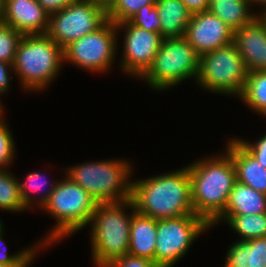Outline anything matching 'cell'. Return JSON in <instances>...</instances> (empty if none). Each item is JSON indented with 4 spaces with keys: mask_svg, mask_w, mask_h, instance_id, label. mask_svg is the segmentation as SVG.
Segmentation results:
<instances>
[{
    "mask_svg": "<svg viewBox=\"0 0 266 267\" xmlns=\"http://www.w3.org/2000/svg\"><path fill=\"white\" fill-rule=\"evenodd\" d=\"M225 255L224 267H266V236L236 240Z\"/></svg>",
    "mask_w": 266,
    "mask_h": 267,
    "instance_id": "18",
    "label": "cell"
},
{
    "mask_svg": "<svg viewBox=\"0 0 266 267\" xmlns=\"http://www.w3.org/2000/svg\"><path fill=\"white\" fill-rule=\"evenodd\" d=\"M0 210L12 213L28 210L20 196L18 177L10 170L0 171Z\"/></svg>",
    "mask_w": 266,
    "mask_h": 267,
    "instance_id": "25",
    "label": "cell"
},
{
    "mask_svg": "<svg viewBox=\"0 0 266 267\" xmlns=\"http://www.w3.org/2000/svg\"><path fill=\"white\" fill-rule=\"evenodd\" d=\"M22 37L23 34L10 25L0 23V58L13 64Z\"/></svg>",
    "mask_w": 266,
    "mask_h": 267,
    "instance_id": "27",
    "label": "cell"
},
{
    "mask_svg": "<svg viewBox=\"0 0 266 267\" xmlns=\"http://www.w3.org/2000/svg\"><path fill=\"white\" fill-rule=\"evenodd\" d=\"M116 28L117 32H125L122 37L120 70L139 79L151 66L163 39L159 33L146 31L128 21L116 24Z\"/></svg>",
    "mask_w": 266,
    "mask_h": 267,
    "instance_id": "12",
    "label": "cell"
},
{
    "mask_svg": "<svg viewBox=\"0 0 266 267\" xmlns=\"http://www.w3.org/2000/svg\"><path fill=\"white\" fill-rule=\"evenodd\" d=\"M132 210L130 213L126 212ZM134 204L131 199L122 202L98 203L89 223L91 256L96 267L128 254L130 225Z\"/></svg>",
    "mask_w": 266,
    "mask_h": 267,
    "instance_id": "3",
    "label": "cell"
},
{
    "mask_svg": "<svg viewBox=\"0 0 266 267\" xmlns=\"http://www.w3.org/2000/svg\"><path fill=\"white\" fill-rule=\"evenodd\" d=\"M5 120L0 121V171L9 170L16 158L13 132Z\"/></svg>",
    "mask_w": 266,
    "mask_h": 267,
    "instance_id": "28",
    "label": "cell"
},
{
    "mask_svg": "<svg viewBox=\"0 0 266 267\" xmlns=\"http://www.w3.org/2000/svg\"><path fill=\"white\" fill-rule=\"evenodd\" d=\"M194 213L211 225L225 210L236 182L231 155H210L187 165Z\"/></svg>",
    "mask_w": 266,
    "mask_h": 267,
    "instance_id": "2",
    "label": "cell"
},
{
    "mask_svg": "<svg viewBox=\"0 0 266 267\" xmlns=\"http://www.w3.org/2000/svg\"><path fill=\"white\" fill-rule=\"evenodd\" d=\"M107 12L90 0H82L49 14L47 35L62 49L100 28Z\"/></svg>",
    "mask_w": 266,
    "mask_h": 267,
    "instance_id": "11",
    "label": "cell"
},
{
    "mask_svg": "<svg viewBox=\"0 0 266 267\" xmlns=\"http://www.w3.org/2000/svg\"><path fill=\"white\" fill-rule=\"evenodd\" d=\"M95 5L102 7L106 12H108L118 0H90Z\"/></svg>",
    "mask_w": 266,
    "mask_h": 267,
    "instance_id": "36",
    "label": "cell"
},
{
    "mask_svg": "<svg viewBox=\"0 0 266 267\" xmlns=\"http://www.w3.org/2000/svg\"><path fill=\"white\" fill-rule=\"evenodd\" d=\"M98 202L68 176L59 179L47 202L42 206L57 223L39 243L47 248L81 231L89 225Z\"/></svg>",
    "mask_w": 266,
    "mask_h": 267,
    "instance_id": "5",
    "label": "cell"
},
{
    "mask_svg": "<svg viewBox=\"0 0 266 267\" xmlns=\"http://www.w3.org/2000/svg\"><path fill=\"white\" fill-rule=\"evenodd\" d=\"M131 200L136 212L156 220L195 214L188 167L133 180Z\"/></svg>",
    "mask_w": 266,
    "mask_h": 267,
    "instance_id": "1",
    "label": "cell"
},
{
    "mask_svg": "<svg viewBox=\"0 0 266 267\" xmlns=\"http://www.w3.org/2000/svg\"><path fill=\"white\" fill-rule=\"evenodd\" d=\"M252 9L250 0H209L207 11L216 15L235 31L258 16Z\"/></svg>",
    "mask_w": 266,
    "mask_h": 267,
    "instance_id": "21",
    "label": "cell"
},
{
    "mask_svg": "<svg viewBox=\"0 0 266 267\" xmlns=\"http://www.w3.org/2000/svg\"><path fill=\"white\" fill-rule=\"evenodd\" d=\"M227 223L238 234L240 240H250L266 236V213L254 215H220L210 227ZM216 224V225H215Z\"/></svg>",
    "mask_w": 266,
    "mask_h": 267,
    "instance_id": "23",
    "label": "cell"
},
{
    "mask_svg": "<svg viewBox=\"0 0 266 267\" xmlns=\"http://www.w3.org/2000/svg\"><path fill=\"white\" fill-rule=\"evenodd\" d=\"M258 160L259 164L266 168V133L257 139V142L243 140L241 137H236Z\"/></svg>",
    "mask_w": 266,
    "mask_h": 267,
    "instance_id": "32",
    "label": "cell"
},
{
    "mask_svg": "<svg viewBox=\"0 0 266 267\" xmlns=\"http://www.w3.org/2000/svg\"><path fill=\"white\" fill-rule=\"evenodd\" d=\"M248 76L234 42L200 55L196 79L201 89L223 96L240 97Z\"/></svg>",
    "mask_w": 266,
    "mask_h": 267,
    "instance_id": "8",
    "label": "cell"
},
{
    "mask_svg": "<svg viewBox=\"0 0 266 267\" xmlns=\"http://www.w3.org/2000/svg\"><path fill=\"white\" fill-rule=\"evenodd\" d=\"M233 42L248 72L266 71V25L258 16L234 31Z\"/></svg>",
    "mask_w": 266,
    "mask_h": 267,
    "instance_id": "14",
    "label": "cell"
},
{
    "mask_svg": "<svg viewBox=\"0 0 266 267\" xmlns=\"http://www.w3.org/2000/svg\"><path fill=\"white\" fill-rule=\"evenodd\" d=\"M200 55L184 38L163 39L149 69L139 78L152 91L170 90L188 79L196 81Z\"/></svg>",
    "mask_w": 266,
    "mask_h": 267,
    "instance_id": "7",
    "label": "cell"
},
{
    "mask_svg": "<svg viewBox=\"0 0 266 267\" xmlns=\"http://www.w3.org/2000/svg\"><path fill=\"white\" fill-rule=\"evenodd\" d=\"M12 65L22 90L44 91L65 66L63 49L47 34L23 35Z\"/></svg>",
    "mask_w": 266,
    "mask_h": 267,
    "instance_id": "4",
    "label": "cell"
},
{
    "mask_svg": "<svg viewBox=\"0 0 266 267\" xmlns=\"http://www.w3.org/2000/svg\"><path fill=\"white\" fill-rule=\"evenodd\" d=\"M31 265H5L0 264V267H30Z\"/></svg>",
    "mask_w": 266,
    "mask_h": 267,
    "instance_id": "42",
    "label": "cell"
},
{
    "mask_svg": "<svg viewBox=\"0 0 266 267\" xmlns=\"http://www.w3.org/2000/svg\"><path fill=\"white\" fill-rule=\"evenodd\" d=\"M5 0H0V23L3 22Z\"/></svg>",
    "mask_w": 266,
    "mask_h": 267,
    "instance_id": "40",
    "label": "cell"
},
{
    "mask_svg": "<svg viewBox=\"0 0 266 267\" xmlns=\"http://www.w3.org/2000/svg\"><path fill=\"white\" fill-rule=\"evenodd\" d=\"M80 1H82V0H61V9L67 5H70L72 3H77Z\"/></svg>",
    "mask_w": 266,
    "mask_h": 267,
    "instance_id": "39",
    "label": "cell"
},
{
    "mask_svg": "<svg viewBox=\"0 0 266 267\" xmlns=\"http://www.w3.org/2000/svg\"><path fill=\"white\" fill-rule=\"evenodd\" d=\"M13 65L12 63L6 62L0 58V95H4L9 91L10 81L14 76ZM12 74V76H11Z\"/></svg>",
    "mask_w": 266,
    "mask_h": 267,
    "instance_id": "33",
    "label": "cell"
},
{
    "mask_svg": "<svg viewBox=\"0 0 266 267\" xmlns=\"http://www.w3.org/2000/svg\"><path fill=\"white\" fill-rule=\"evenodd\" d=\"M1 98V95H0ZM4 106L2 105L1 99H0V121H2L3 119H6L4 115Z\"/></svg>",
    "mask_w": 266,
    "mask_h": 267,
    "instance_id": "41",
    "label": "cell"
},
{
    "mask_svg": "<svg viewBox=\"0 0 266 267\" xmlns=\"http://www.w3.org/2000/svg\"><path fill=\"white\" fill-rule=\"evenodd\" d=\"M42 175L43 174H41L40 171H34L32 173L29 172L26 178L23 179V182L18 178L20 196L28 210H31V208L33 209V207L41 209L59 182V180H55L53 182L51 180L49 181L45 179L47 177H45L46 174H44V177Z\"/></svg>",
    "mask_w": 266,
    "mask_h": 267,
    "instance_id": "22",
    "label": "cell"
},
{
    "mask_svg": "<svg viewBox=\"0 0 266 267\" xmlns=\"http://www.w3.org/2000/svg\"><path fill=\"white\" fill-rule=\"evenodd\" d=\"M156 231V219L135 211L130 225L128 254L155 262Z\"/></svg>",
    "mask_w": 266,
    "mask_h": 267,
    "instance_id": "17",
    "label": "cell"
},
{
    "mask_svg": "<svg viewBox=\"0 0 266 267\" xmlns=\"http://www.w3.org/2000/svg\"><path fill=\"white\" fill-rule=\"evenodd\" d=\"M4 223L0 224V264L5 265H30L33 263L34 259L38 256L39 250L45 247L41 245L39 242H36L34 245H30L29 247L23 248L15 254L7 253V246L3 237L4 233ZM36 256V257H35Z\"/></svg>",
    "mask_w": 266,
    "mask_h": 267,
    "instance_id": "26",
    "label": "cell"
},
{
    "mask_svg": "<svg viewBox=\"0 0 266 267\" xmlns=\"http://www.w3.org/2000/svg\"><path fill=\"white\" fill-rule=\"evenodd\" d=\"M258 12V17L265 23L266 25V7L262 10L259 9Z\"/></svg>",
    "mask_w": 266,
    "mask_h": 267,
    "instance_id": "38",
    "label": "cell"
},
{
    "mask_svg": "<svg viewBox=\"0 0 266 267\" xmlns=\"http://www.w3.org/2000/svg\"><path fill=\"white\" fill-rule=\"evenodd\" d=\"M252 3L253 8L258 5L260 6V9H264L266 7V0H250ZM262 7V8H261Z\"/></svg>",
    "mask_w": 266,
    "mask_h": 267,
    "instance_id": "37",
    "label": "cell"
},
{
    "mask_svg": "<svg viewBox=\"0 0 266 267\" xmlns=\"http://www.w3.org/2000/svg\"><path fill=\"white\" fill-rule=\"evenodd\" d=\"M238 99L252 112L266 118V71L248 72L244 89Z\"/></svg>",
    "mask_w": 266,
    "mask_h": 267,
    "instance_id": "24",
    "label": "cell"
},
{
    "mask_svg": "<svg viewBox=\"0 0 266 267\" xmlns=\"http://www.w3.org/2000/svg\"><path fill=\"white\" fill-rule=\"evenodd\" d=\"M119 35L121 37L116 24L107 20L96 31L66 46L63 49L64 63L75 65L86 72H108L116 62Z\"/></svg>",
    "mask_w": 266,
    "mask_h": 267,
    "instance_id": "9",
    "label": "cell"
},
{
    "mask_svg": "<svg viewBox=\"0 0 266 267\" xmlns=\"http://www.w3.org/2000/svg\"><path fill=\"white\" fill-rule=\"evenodd\" d=\"M131 163L121 158L88 161L64 168V174L98 203L122 202L131 199V177L134 175Z\"/></svg>",
    "mask_w": 266,
    "mask_h": 267,
    "instance_id": "6",
    "label": "cell"
},
{
    "mask_svg": "<svg viewBox=\"0 0 266 267\" xmlns=\"http://www.w3.org/2000/svg\"><path fill=\"white\" fill-rule=\"evenodd\" d=\"M189 12L193 14L208 10L209 0H181Z\"/></svg>",
    "mask_w": 266,
    "mask_h": 267,
    "instance_id": "34",
    "label": "cell"
},
{
    "mask_svg": "<svg viewBox=\"0 0 266 267\" xmlns=\"http://www.w3.org/2000/svg\"><path fill=\"white\" fill-rule=\"evenodd\" d=\"M225 147L235 166L236 181L266 194V168L236 137H229Z\"/></svg>",
    "mask_w": 266,
    "mask_h": 267,
    "instance_id": "16",
    "label": "cell"
},
{
    "mask_svg": "<svg viewBox=\"0 0 266 267\" xmlns=\"http://www.w3.org/2000/svg\"><path fill=\"white\" fill-rule=\"evenodd\" d=\"M148 4H155V0H118L107 12V19L114 24L127 21L139 9Z\"/></svg>",
    "mask_w": 266,
    "mask_h": 267,
    "instance_id": "29",
    "label": "cell"
},
{
    "mask_svg": "<svg viewBox=\"0 0 266 267\" xmlns=\"http://www.w3.org/2000/svg\"><path fill=\"white\" fill-rule=\"evenodd\" d=\"M161 22L162 39L184 37L192 14L181 0H155Z\"/></svg>",
    "mask_w": 266,
    "mask_h": 267,
    "instance_id": "19",
    "label": "cell"
},
{
    "mask_svg": "<svg viewBox=\"0 0 266 267\" xmlns=\"http://www.w3.org/2000/svg\"><path fill=\"white\" fill-rule=\"evenodd\" d=\"M210 228L196 214L157 220L155 264L174 267L186 256L196 239Z\"/></svg>",
    "mask_w": 266,
    "mask_h": 267,
    "instance_id": "10",
    "label": "cell"
},
{
    "mask_svg": "<svg viewBox=\"0 0 266 267\" xmlns=\"http://www.w3.org/2000/svg\"><path fill=\"white\" fill-rule=\"evenodd\" d=\"M3 23L23 35L46 34L49 13L36 0H5Z\"/></svg>",
    "mask_w": 266,
    "mask_h": 267,
    "instance_id": "15",
    "label": "cell"
},
{
    "mask_svg": "<svg viewBox=\"0 0 266 267\" xmlns=\"http://www.w3.org/2000/svg\"><path fill=\"white\" fill-rule=\"evenodd\" d=\"M184 38L202 55L233 42L234 31L216 15L205 11L191 16Z\"/></svg>",
    "mask_w": 266,
    "mask_h": 267,
    "instance_id": "13",
    "label": "cell"
},
{
    "mask_svg": "<svg viewBox=\"0 0 266 267\" xmlns=\"http://www.w3.org/2000/svg\"><path fill=\"white\" fill-rule=\"evenodd\" d=\"M49 14L61 10V0H36Z\"/></svg>",
    "mask_w": 266,
    "mask_h": 267,
    "instance_id": "35",
    "label": "cell"
},
{
    "mask_svg": "<svg viewBox=\"0 0 266 267\" xmlns=\"http://www.w3.org/2000/svg\"><path fill=\"white\" fill-rule=\"evenodd\" d=\"M131 25L161 35V22L155 4H148L139 9L127 20Z\"/></svg>",
    "mask_w": 266,
    "mask_h": 267,
    "instance_id": "30",
    "label": "cell"
},
{
    "mask_svg": "<svg viewBox=\"0 0 266 267\" xmlns=\"http://www.w3.org/2000/svg\"><path fill=\"white\" fill-rule=\"evenodd\" d=\"M262 213H266V194L236 181L227 206L221 215H258Z\"/></svg>",
    "mask_w": 266,
    "mask_h": 267,
    "instance_id": "20",
    "label": "cell"
},
{
    "mask_svg": "<svg viewBox=\"0 0 266 267\" xmlns=\"http://www.w3.org/2000/svg\"><path fill=\"white\" fill-rule=\"evenodd\" d=\"M104 267H158L154 261L144 258L137 257L130 254H126L123 257L117 258Z\"/></svg>",
    "mask_w": 266,
    "mask_h": 267,
    "instance_id": "31",
    "label": "cell"
}]
</instances>
